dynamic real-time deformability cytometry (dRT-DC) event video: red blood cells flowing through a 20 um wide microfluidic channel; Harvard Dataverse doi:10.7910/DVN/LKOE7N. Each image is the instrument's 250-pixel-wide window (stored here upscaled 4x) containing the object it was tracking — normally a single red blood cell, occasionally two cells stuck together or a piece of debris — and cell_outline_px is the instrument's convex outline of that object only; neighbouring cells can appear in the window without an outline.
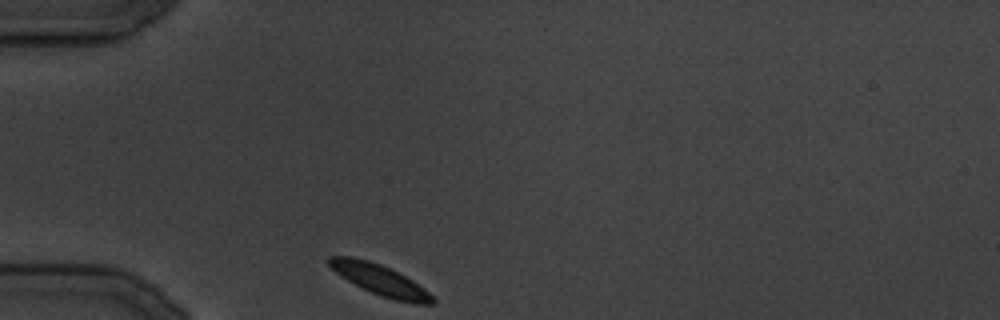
{"species": "common noctule bat (a hibernating species)", "species_latin": "Nyctalus noctula", "temperature_condition": "cold", "stored_images_in_passage": 11, "camera_frame_rate_fps": 3000, "um_per_image_px": 0.085, "animal": {"sex": "male", "body_mass_g": 19.5, "forearm_length_mm": 54.6}, "frame": {"image": 1, "passage_image": 1, "time_ms": 0.0, "image_size_px": [1000, 320], "cell_outline_px": [[436, 304], [416, 304], [396, 300], [380, 296], [348, 280], [336, 272], [324, 260], [328, 256], [352, 256], [368, 260], [380, 264], [412, 280], [424, 288], [436, 300]], "centroid_in_image_um": [32.29, 23.78], "position_along_channel_um": 52.7, "area_um2": 18.21}}
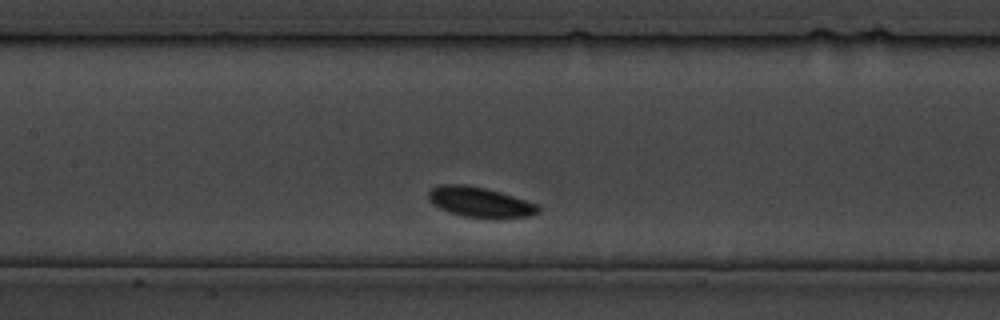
{"frame": {"image": 2, "passage_image": 8, "time_ms": 9.0, "image_size_px": [1000, 320], "cell_outline_px": [[540, 212], [532, 216], [464, 216], [440, 208], [432, 204], [428, 200], [428, 192], [432, 188], [440, 184], [464, 184], [484, 188], [500, 192], [536, 204], [540, 208]], "centroid_in_image_um": [40.74, 17.14], "position_along_channel_um": 166.7, "area_um2": 18.55}}
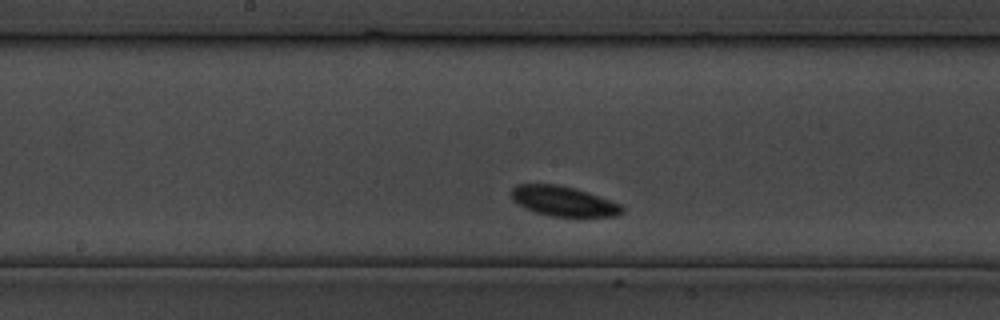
{"frame": {"image": 3, "passage_image": 10, "time_ms": 11.333, "image_size_px": [1000, 320], "cell_outline_px": [[624, 212], [616, 216], [552, 216], [536, 212], [524, 208], [512, 200], [512, 188], [516, 184], [556, 184], [576, 188], [588, 192], [620, 204], [624, 208]], "centroid_in_image_um": [47.88, 17.09], "position_along_channel_um": 200.3, "area_um2": 19.25}}